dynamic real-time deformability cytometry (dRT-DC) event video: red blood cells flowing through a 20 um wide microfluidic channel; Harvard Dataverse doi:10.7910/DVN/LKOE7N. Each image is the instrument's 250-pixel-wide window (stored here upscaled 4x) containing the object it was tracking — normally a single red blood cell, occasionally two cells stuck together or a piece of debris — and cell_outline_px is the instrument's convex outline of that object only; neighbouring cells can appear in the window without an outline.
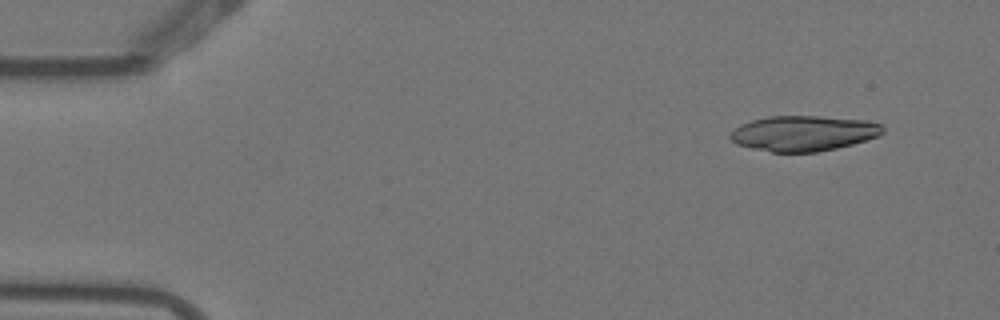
{"species": "Egyptian fruit bat (a non-hibernating species)", "species_latin": "Rousettus aegyptiacus", "temperature_condition": "warm", "stored_images_in_passage": 5, "camera_frame_rate_fps": 3000, "um_per_image_px": 0.085, "animal": {"sex": "female"}, "frame": {"image": 1, "passage_image": 2, "time_ms": 0.333, "image_size_px": [1000, 320], "cell_outline_px": [[884, 132], [876, 136], [852, 144], [836, 148], [816, 152], [772, 152], [736, 144], [728, 136], [740, 124], [752, 120], [768, 116], [816, 116], [864, 120], [880, 124], [884, 128]], "centroid_in_image_um": [68.27, 11.33], "position_along_channel_um": 16.7, "area_um2": 31.1}}